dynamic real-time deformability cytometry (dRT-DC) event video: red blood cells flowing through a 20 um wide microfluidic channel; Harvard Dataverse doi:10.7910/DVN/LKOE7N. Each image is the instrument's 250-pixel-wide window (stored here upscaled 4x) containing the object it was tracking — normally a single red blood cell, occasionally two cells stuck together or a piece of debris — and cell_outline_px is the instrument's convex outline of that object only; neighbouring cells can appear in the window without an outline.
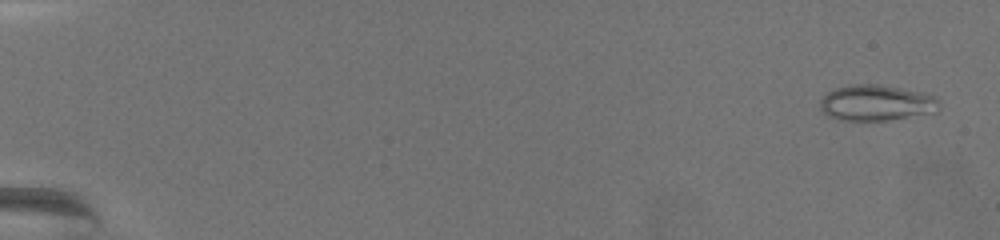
{"species": "common noctule bat (a hibernating species)", "species_latin": "Nyctalus noctula", "temperature_condition": "warm", "stored_images_in_passage": 73, "camera_frame_rate_fps": 3000, "um_per_image_px": 0.085, "animal": {"sex": "female", "body_mass_g": 19.5, "forearm_length_mm": 54.1}, "frame": {"image": 1, "passage_image": 3, "time_ms": 0.667, "image_size_px": [1000, 240], "cell_outline_px": [[940, 104], [936, 112], [888, 120], [840, 120], [828, 116], [820, 108], [820, 100], [828, 92], [836, 88], [852, 84], [880, 84], [920, 92], [936, 96], [940, 100]], "centroid_in_image_um": [74.5, 8.74], "position_along_channel_um": 10.5, "area_um2": 24.85}}
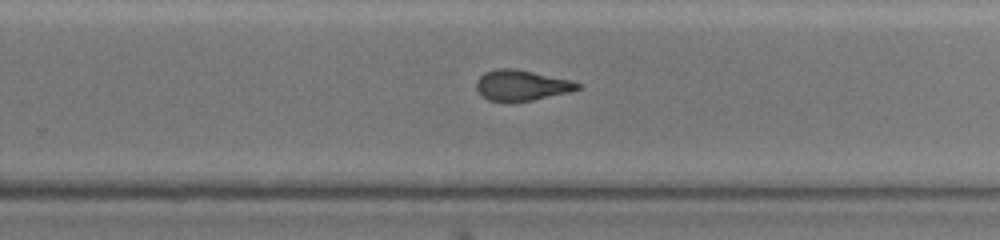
{"frame": {"image": 2, "passage_image": 50, "time_ms": 16.333, "image_size_px": [1000, 240], "cell_outline_px": [[580, 88], [572, 92], [512, 104], [488, 100], [476, 88], [476, 80], [484, 72], [496, 68], [516, 68], [572, 80], [580, 84]], "centroid_in_image_um": [44.33, 7.27], "position_along_channel_um": 285.5, "area_um2": 18.55}}
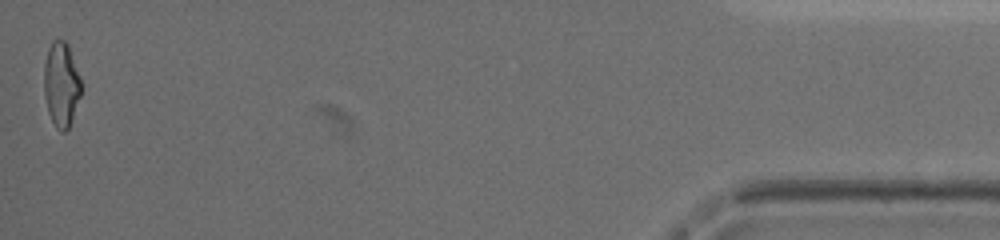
{"frame": {"image": 3, "passage_image": 73, "time_ms": 24.0, "image_size_px": [1000, 240], "cell_outline_px": [[84, 84], [80, 96], [68, 128], [64, 132], [60, 132], [56, 128], [48, 112], [44, 96], [44, 64], [48, 48], [52, 40], [64, 40], [68, 44]], "centroid_in_image_um": [5.22, 7.15], "position_along_channel_um": 430.0, "area_um2": 18.61}, "authors_computed_cell_mechanics": {"area_um2": 19.363, "velocity_mm_per_s": 2.9609, "shape_relaxation_time_tau1_ms": null, "shape_relaxation_time_tau2_ms": 2.0821, "deformation_change_tau1": null, "deformation_change_tau2": 0.0924}}